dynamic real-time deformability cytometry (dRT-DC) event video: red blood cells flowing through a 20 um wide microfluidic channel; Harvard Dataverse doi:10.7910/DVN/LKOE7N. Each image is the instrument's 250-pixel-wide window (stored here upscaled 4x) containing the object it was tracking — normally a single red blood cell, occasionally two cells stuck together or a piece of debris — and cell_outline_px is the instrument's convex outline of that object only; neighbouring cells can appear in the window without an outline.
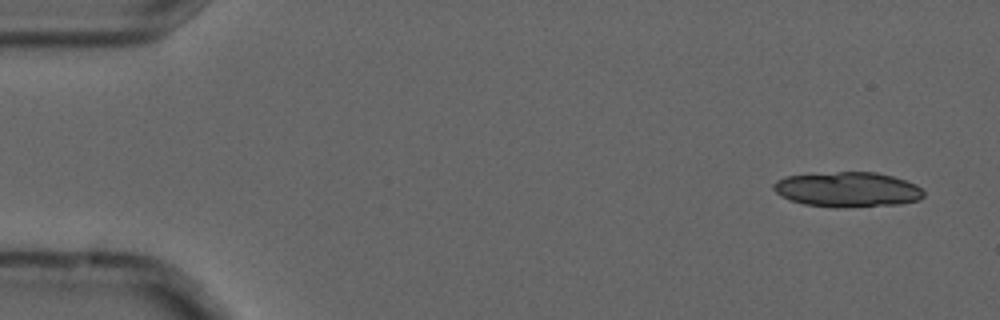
{"species": "common noctule bat (a hibernating species)", "species_latin": "Nyctalus noctula", "temperature_condition": "cold", "stored_images_in_passage": 5, "segment_of_instrument_passage": [1, 2], "camera_frame_rate_fps": 3000, "um_per_image_px": 0.085, "animal": {"sex": "male", "forearm_length_mm": 52.5}, "frame": {"image": 1, "passage_image": 1, "time_ms": 0.0, "image_size_px": [1000, 320], "cell_outline_px": [[924, 196], [920, 200], [900, 204], [840, 208], [836, 208], [804, 204], [780, 196], [772, 188], [772, 184], [776, 180], [788, 176], [836, 172], [876, 172], [892, 176], [916, 184], [924, 192]], "centroid_in_image_um": [72.05, 16.12], "position_along_channel_um": 12.9, "area_um2": 30.69}}